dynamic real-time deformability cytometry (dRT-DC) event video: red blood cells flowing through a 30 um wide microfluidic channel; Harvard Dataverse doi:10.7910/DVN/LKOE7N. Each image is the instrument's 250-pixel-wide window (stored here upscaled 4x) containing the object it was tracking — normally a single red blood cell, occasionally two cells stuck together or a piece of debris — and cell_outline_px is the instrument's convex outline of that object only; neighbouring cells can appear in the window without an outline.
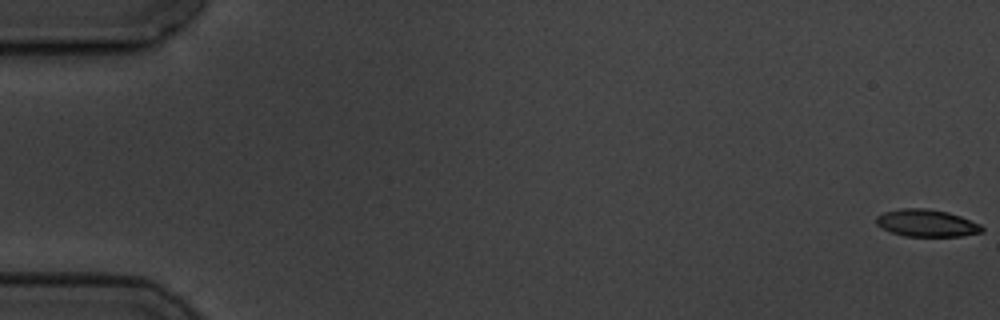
{"species": "common noctule bat (a hibernating species)", "species_latin": "Nyctalus noctula", "temperature_condition": "cold", "stored_images_in_passage": 7, "camera_frame_rate_fps": 3000, "um_per_image_px": 0.085, "animal": {"sex": "male", "body_mass_g": 19.5, "forearm_length_mm": 54.6}, "frame": {"image": 1, "passage_image": 1, "time_ms": 0.0, "image_size_px": [1000, 320], "cell_outline_px": [[984, 232], [960, 236], [904, 236], [892, 232], [876, 224], [876, 216], [884, 212], [900, 208], [928, 208], [948, 212], [960, 216], [980, 224], [984, 228]], "centroid_in_image_um": [78.78, 18.95], "position_along_channel_um": 6.2, "area_um2": 16.76}}
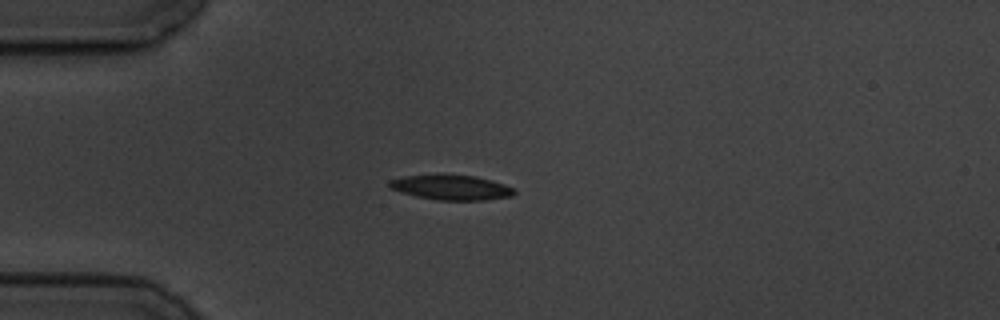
{"frame": {"image": 2, "passage_image": 5, "time_ms": 5.0, "image_size_px": [1000, 320], "cell_outline_px": [[516, 192], [512, 196], [484, 200], [436, 200], [416, 196], [400, 192], [392, 188], [388, 184], [388, 180], [404, 176], [436, 172], [444, 172], [476, 176], [492, 180], [504, 184], [512, 188]], "centroid_in_image_um": [38.31, 15.88], "position_along_channel_um": 46.7, "area_um2": 18.84}}
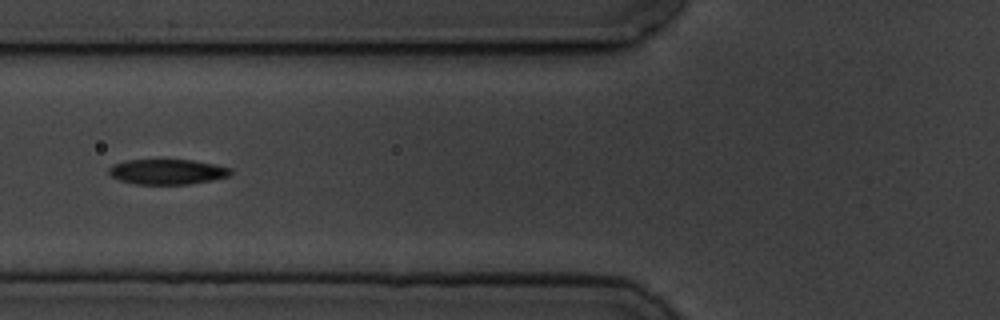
{"frame": {"image": 3, "passage_image": 7, "time_ms": 7.333, "image_size_px": [1000, 320], "cell_outline_px": [[232, 172], [228, 176], [212, 180], [188, 184], [136, 184], [120, 180], [112, 176], [108, 172], [108, 168], [112, 164], [124, 160], [192, 160], [232, 168]], "centroid_in_image_um": [14.19, 14.59], "position_along_channel_um": 111.6, "area_um2": 17.8}}